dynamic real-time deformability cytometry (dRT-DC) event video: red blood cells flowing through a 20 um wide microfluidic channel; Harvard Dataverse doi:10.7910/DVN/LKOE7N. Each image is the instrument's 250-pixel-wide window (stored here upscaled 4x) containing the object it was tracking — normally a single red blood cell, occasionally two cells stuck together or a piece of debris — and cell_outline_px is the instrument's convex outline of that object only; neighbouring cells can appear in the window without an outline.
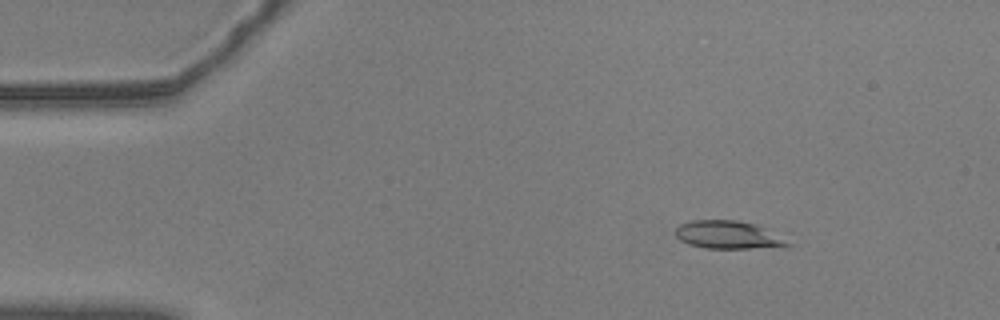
{"species": "common noctule bat (a hibernating species)", "species_latin": "Nyctalus noctula", "temperature_condition": "warm", "stored_images_in_passage": 56, "camera_frame_rate_fps": 3000, "um_per_image_px": 0.085, "animal": {"sex": "male", "body_mass_g": 20.5, "forearm_length_mm": 52.5}, "frame": {"image": 1, "passage_image": 8, "time_ms": 2.333, "image_size_px": [1000, 320], "cell_outline_px": [[796, 244], [748, 248], [704, 248], [688, 244], [680, 240], [676, 236], [676, 228], [680, 224], [692, 220], [736, 220], [756, 224], [788, 232]], "centroid_in_image_um": [62.11, 19.94], "position_along_channel_um": 22.9, "area_um2": 19.19}}
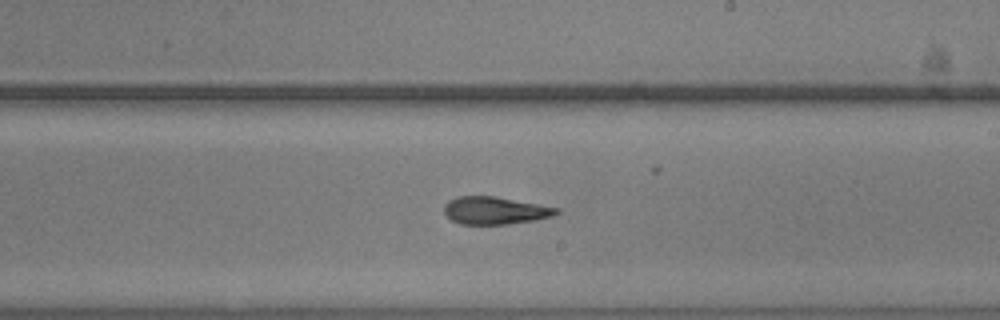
{"frame": {"image": 2, "passage_image": 33, "time_ms": 10.667, "image_size_px": [1000, 320], "cell_outline_px": [[560, 212], [552, 216], [536, 220], [508, 224], [460, 224], [452, 220], [444, 212], [444, 204], [448, 200], [456, 196], [496, 196], [560, 208]], "centroid_in_image_um": [42.08, 17.88], "position_along_channel_um": 246.9, "area_um2": 18.15}}
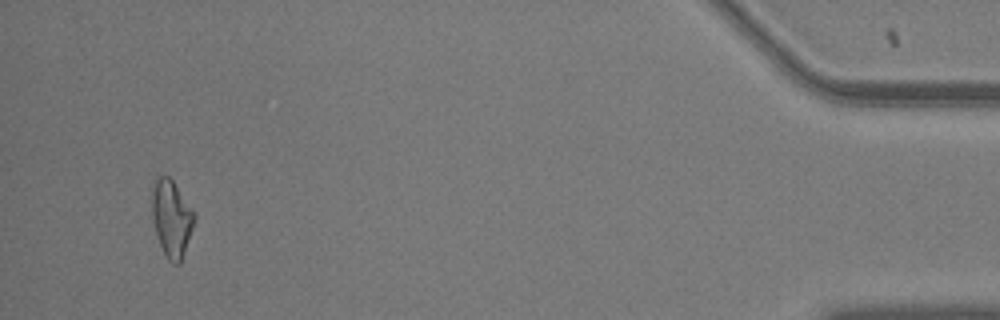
{"frame": {"image": 3, "passage_image": 54, "time_ms": 17.667, "image_size_px": [1000, 320], "cell_outline_px": [[196, 216], [180, 264], [172, 264], [168, 260], [160, 244], [152, 220], [152, 192], [156, 180], [160, 176], [168, 176], [172, 180]], "centroid_in_image_um": [14.57, 18.59], "position_along_channel_um": 420.6, "area_um2": 18.38}, "authors_computed_cell_mechanics": {"area_um2": 18.4093, "velocity_mm_per_s": 3.5858, "shape_relaxation_time_tau1_ms": 5.5663, "shape_relaxation_time_tau2_ms": 2.8367, "deformation_change_tau1": 0.1631, "deformation_change_tau2": 0.0986}}